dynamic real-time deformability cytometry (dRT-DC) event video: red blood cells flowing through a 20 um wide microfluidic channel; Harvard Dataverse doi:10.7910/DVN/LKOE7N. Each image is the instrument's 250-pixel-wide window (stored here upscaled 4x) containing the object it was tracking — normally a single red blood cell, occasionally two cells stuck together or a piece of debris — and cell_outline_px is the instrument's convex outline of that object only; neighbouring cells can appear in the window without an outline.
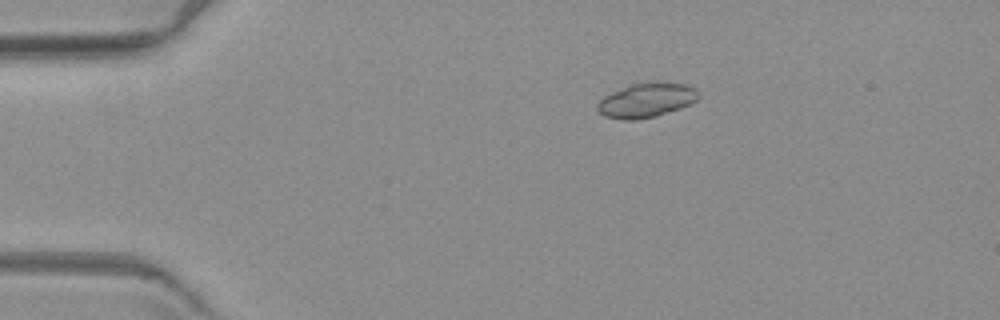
{"species": "common noctule bat (a hibernating species)", "species_latin": "Nyctalus noctula", "temperature_condition": "warm", "stored_images_in_passage": 3, "camera_frame_rate_fps": 3000, "um_per_image_px": 0.085, "animal": {"sex": "female", "body_mass_g": 19.3, "forearm_length_mm": 54.1}, "frame": {"image": 1, "passage_image": 1, "time_ms": 0.0, "image_size_px": [1000, 320], "cell_outline_px": [[700, 96], [696, 100], [680, 108], [656, 116], [636, 120], [624, 120], [604, 116], [596, 108], [596, 104], [604, 96], [612, 92], [632, 84], [652, 80], [656, 80], [684, 84], [692, 88]], "centroid_in_image_um": [54.91, 8.5], "position_along_channel_um": 30.1, "area_um2": 20.29}}